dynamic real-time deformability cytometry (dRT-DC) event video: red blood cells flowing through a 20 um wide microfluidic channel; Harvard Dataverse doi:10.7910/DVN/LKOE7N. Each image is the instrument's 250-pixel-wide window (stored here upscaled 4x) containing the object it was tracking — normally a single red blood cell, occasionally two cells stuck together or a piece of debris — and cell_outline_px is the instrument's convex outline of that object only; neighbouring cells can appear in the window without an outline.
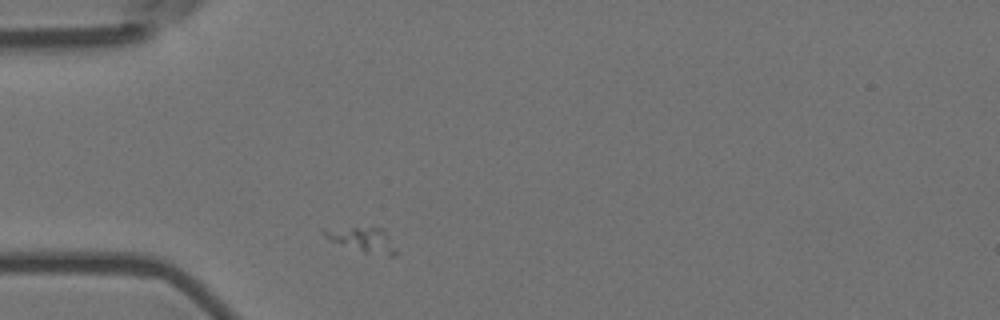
{"species": "Egyptian fruit bat (a non-hibernating species)", "species_latin": "Rousettus aegyptiacus", "temperature_condition": "room temperature", "stored_images_in_passage": 1, "camera_frame_rate_fps": 3000, "um_per_image_px": 0.085, "animal": {"sex": "female"}, "frame": {"image": 1, "passage_image": 1, "time_ms": 0.0, "image_size_px": [1000, 320], "cell_outline_px": [[396, 256], [388, 256], [364, 252], [328, 240], [324, 236], [324, 228], [384, 228], [396, 252]], "centroid_in_image_um": [30.82, 20.38], "position_along_channel_um": 54.2, "area_um2": 10.06}}